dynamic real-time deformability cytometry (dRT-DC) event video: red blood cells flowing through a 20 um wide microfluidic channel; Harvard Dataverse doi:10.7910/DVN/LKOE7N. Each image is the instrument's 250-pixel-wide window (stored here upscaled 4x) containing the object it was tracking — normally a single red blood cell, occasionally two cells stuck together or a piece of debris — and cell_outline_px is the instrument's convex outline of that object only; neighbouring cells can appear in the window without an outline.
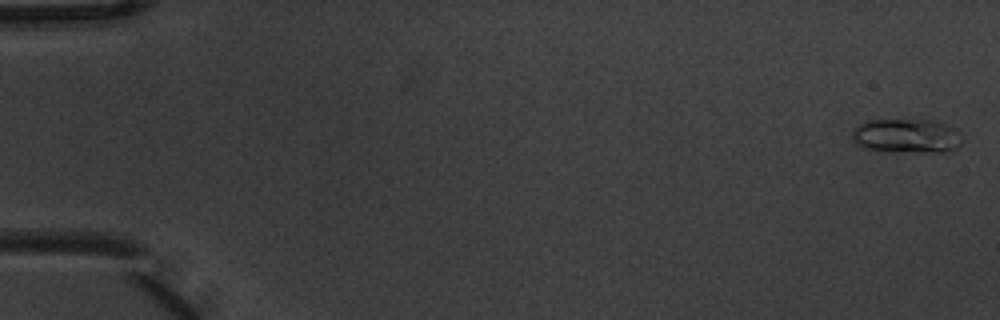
{"species": "common noctule bat (a hibernating species)", "species_latin": "Nyctalus noctula", "temperature_condition": "warm", "stored_images_in_passage": 6, "camera_frame_rate_fps": 3000, "um_per_image_px": 0.085, "animal": {"sex": "male", "body_mass_g": 20.1, "forearm_length_mm": 53.5}, "frame": {"image": 1, "passage_image": 1, "time_ms": 0.0, "image_size_px": [1000, 320], "cell_outline_px": [[960, 144], [956, 148], [948, 152], [876, 152], [860, 148], [852, 140], [852, 128], [856, 124], [864, 120], [932, 120], [956, 128], [960, 132]], "centroid_in_image_um": [76.97, 11.57], "position_along_channel_um": 8.0, "area_um2": 22.72}}